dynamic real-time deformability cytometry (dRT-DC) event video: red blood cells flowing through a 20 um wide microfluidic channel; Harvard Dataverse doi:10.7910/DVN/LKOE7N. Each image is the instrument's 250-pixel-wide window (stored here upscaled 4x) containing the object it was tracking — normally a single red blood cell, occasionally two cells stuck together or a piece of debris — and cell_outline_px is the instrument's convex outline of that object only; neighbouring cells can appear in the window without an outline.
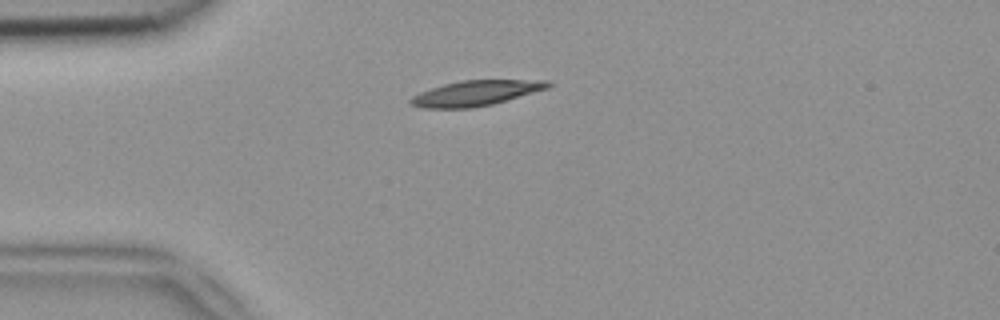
{"species": "common noctule bat (a hibernating species)", "species_latin": "Nyctalus noctula", "temperature_condition": "room temperature", "stored_images_in_passage": 35, "camera_frame_rate_fps": 3000, "um_per_image_px": 0.085, "animal": {"sex": "female", "body_mass_g": 18.4}, "frame": {"image": 1, "passage_image": 1, "time_ms": 0.0, "image_size_px": [1000, 320], "cell_outline_px": [[552, 84], [548, 88], [492, 104], [472, 108], [424, 108], [408, 104], [408, 100], [412, 96], [420, 92], [444, 84], [460, 80], [548, 80]], "centroid_in_image_um": [40.4, 7.92], "position_along_channel_um": 44.6, "area_um2": 20.11}}
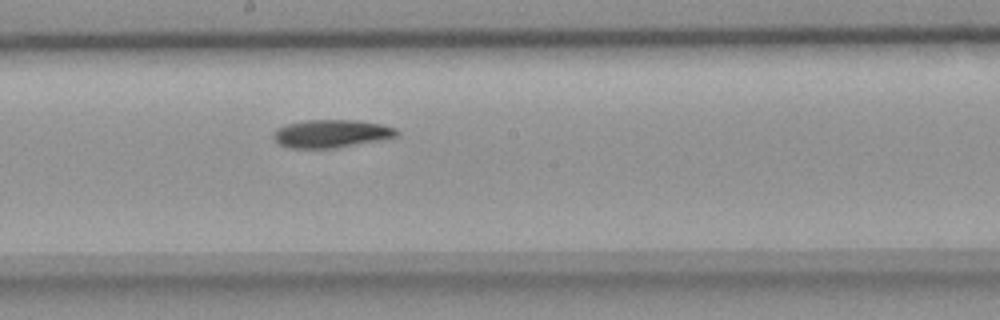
{"frame": {"image": 2, "passage_image": 16, "time_ms": 5.0, "image_size_px": [1000, 320], "cell_outline_px": [[400, 132], [396, 136], [380, 140], [336, 148], [292, 148], [280, 144], [272, 136], [280, 128], [288, 124], [304, 120], [356, 120], [380, 124], [396, 128]], "centroid_in_image_um": [28.2, 11.36], "position_along_channel_um": 220.0, "area_um2": 19.83}}
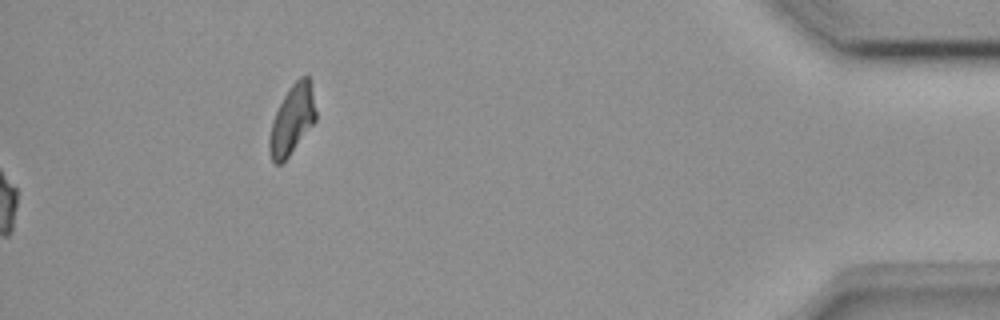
{"frame": {"image": 3, "passage_image": 35, "time_ms": 11.333, "image_size_px": [1000, 320], "cell_outline_px": [[316, 120], [288, 156], [280, 164], [276, 164], [272, 160], [268, 148], [268, 140], [272, 120], [284, 96], [292, 84], [300, 76], [308, 76], [316, 112]], "centroid_in_image_um": [24.8, 10.19], "position_along_channel_um": 410.4, "area_um2": 18.26}, "authors_computed_cell_mechanics": {"area_um2": 19.8254, "velocity_mm_per_s": 3.9095, "shape_relaxation_time_tau1_ms": 7.1125, "shape_relaxation_time_tau2_ms": null, "deformation_change_tau1": 0.1768, "deformation_change_tau2": null}}